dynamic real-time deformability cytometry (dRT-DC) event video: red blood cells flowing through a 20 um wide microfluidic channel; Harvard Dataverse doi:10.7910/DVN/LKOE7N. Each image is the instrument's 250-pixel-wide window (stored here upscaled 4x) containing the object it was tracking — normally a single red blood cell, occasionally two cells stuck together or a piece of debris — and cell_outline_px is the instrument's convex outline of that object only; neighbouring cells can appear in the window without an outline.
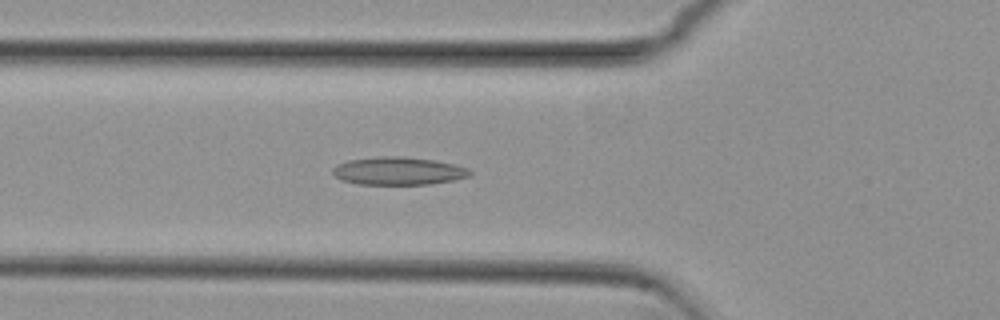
{"species": "common noctule bat (a hibernating species)", "species_latin": "Nyctalus noctula", "temperature_condition": "cold", "stored_images_in_passage": 44, "camera_frame_rate_fps": 3000, "um_per_image_px": 0.085, "animal": {"sex": "female", "body_mass_g": 29.2, "forearm_length_mm": 56.3}, "frame": {"image": 1, "passage_image": 10, "time_ms": 3.0, "image_size_px": [1000, 320], "cell_outline_px": [[472, 172], [468, 176], [456, 180], [428, 184], [356, 184], [340, 180], [332, 172], [332, 168], [336, 164], [348, 160], [380, 156], [404, 156], [436, 160], [468, 168]], "centroid_in_image_um": [33.83, 14.53], "position_along_channel_um": 92.0, "area_um2": 22.43}}
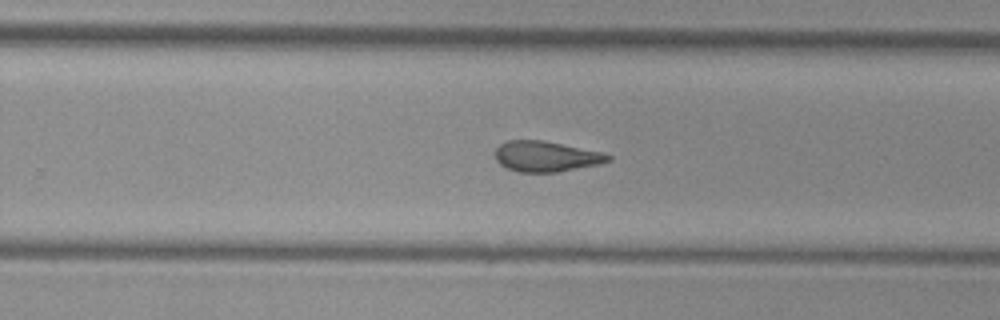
{"frame": {"image": 2, "passage_image": 25, "time_ms": 8.0, "image_size_px": [1000, 320], "cell_outline_px": [[612, 160], [600, 164], [556, 172], [516, 172], [504, 168], [496, 160], [496, 148], [500, 144], [508, 140], [540, 140], [600, 152], [612, 156]], "centroid_in_image_um": [46.38, 13.31], "position_along_channel_um": 283.4, "area_um2": 19.94}}
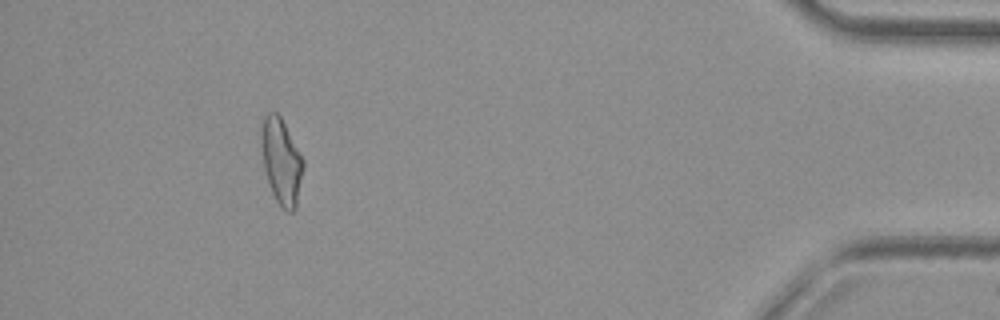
{"frame": {"image": 3, "passage_image": 40, "time_ms": 13.0, "image_size_px": [1000, 320], "cell_outline_px": [[304, 168], [296, 208], [292, 212], [288, 212], [280, 208], [272, 192], [264, 168], [260, 144], [260, 132], [264, 116], [268, 112], [276, 112], [280, 116], [300, 152], [304, 160]], "centroid_in_image_um": [23.91, 13.72], "position_along_channel_um": 411.3, "area_um2": 21.15}, "authors_computed_cell_mechanics": {"area_um2": 21.0392, "velocity_mm_per_s": 3.8255, "shape_relaxation_time_tau1_ms": null, "shape_relaxation_time_tau2_ms": 4.0028, "deformation_change_tau1": null, "deformation_change_tau2": 0.1303}}